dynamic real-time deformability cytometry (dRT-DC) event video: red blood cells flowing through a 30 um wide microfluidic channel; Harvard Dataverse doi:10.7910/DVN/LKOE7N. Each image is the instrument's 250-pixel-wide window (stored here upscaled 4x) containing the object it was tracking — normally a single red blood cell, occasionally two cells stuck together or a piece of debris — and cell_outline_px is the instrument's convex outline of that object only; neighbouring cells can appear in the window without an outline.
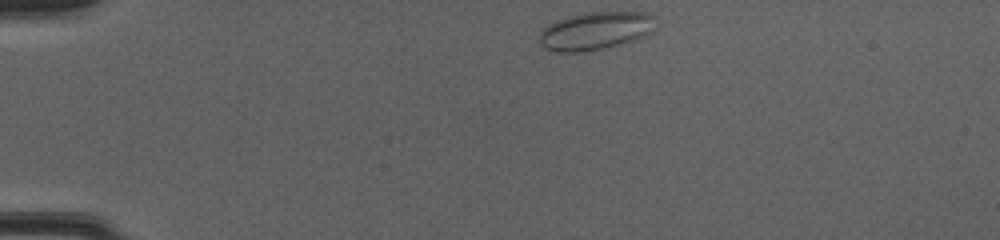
{"species": "common noctule bat (a hibernating species)", "species_latin": "Nyctalus noctula", "temperature_condition": "cold", "stored_images_in_passage": 41, "camera_frame_rate_fps": 3000, "um_per_image_px": 0.085, "animal": {"sex": "female", "body_mass_g": 20.0, "forearm_length_mm": 54.0}, "frame": {"image": 1, "passage_image": 1, "time_ms": 0.0, "image_size_px": [1000, 240], "cell_outline_px": [[656, 28], [652, 32], [636, 40], [604, 48], [580, 52], [556, 52], [544, 48], [540, 44], [540, 32], [548, 24], [556, 20], [584, 12], [644, 12], [656, 16]], "centroid_in_image_um": [50.65, 2.61], "position_along_channel_um": 34.3, "area_um2": 26.01}}
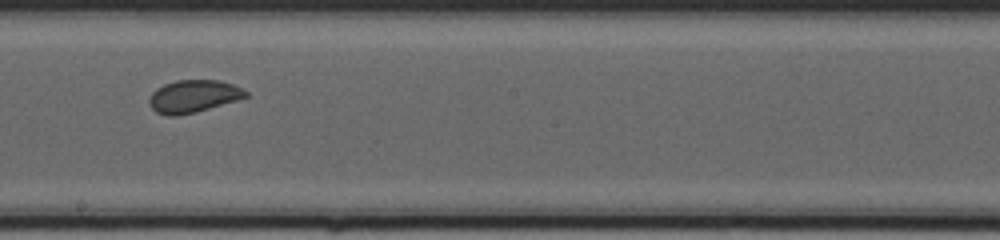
{"frame": {"image": 2, "passage_image": 20, "time_ms": 6.333, "image_size_px": [1000, 240], "cell_outline_px": [[248, 96], [236, 100], [196, 112], [176, 116], [168, 116], [156, 112], [148, 104], [148, 100], [152, 92], [156, 88], [164, 84], [176, 80], [220, 80], [232, 84], [248, 92]], "centroid_in_image_um": [16.39, 8.18], "position_along_channel_um": 231.8, "area_um2": 18.26}}
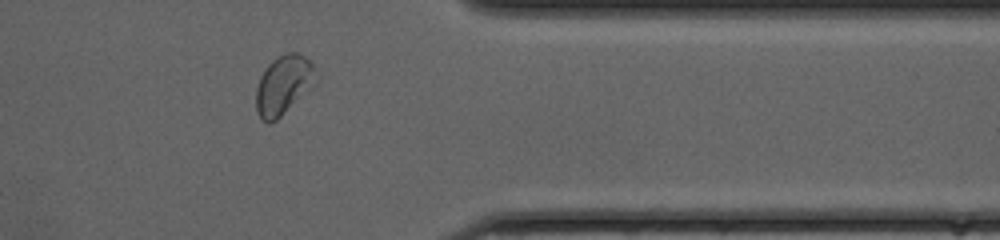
{"frame": {"image": 3, "passage_image": 32, "time_ms": 10.333, "image_size_px": [1000, 240], "cell_outline_px": [[320, 76], [316, 84], [276, 120], [268, 124], [260, 120], [256, 112], [256, 88], [260, 76], [264, 68], [276, 56], [284, 52], [296, 52], [304, 56], [312, 64]], "centroid_in_image_um": [24.1, 7.21], "position_along_channel_um": 387.3, "area_um2": 21.15}, "authors_computed_cell_mechanics": {"area_um2": 19.4208, "velocity_mm_per_s": 4.1174, "shape_relaxation_time_tau1_ms": 9.4563, "shape_relaxation_time_tau2_ms": null, "deformation_change_tau1": 0.1065, "deformation_change_tau2": null}}